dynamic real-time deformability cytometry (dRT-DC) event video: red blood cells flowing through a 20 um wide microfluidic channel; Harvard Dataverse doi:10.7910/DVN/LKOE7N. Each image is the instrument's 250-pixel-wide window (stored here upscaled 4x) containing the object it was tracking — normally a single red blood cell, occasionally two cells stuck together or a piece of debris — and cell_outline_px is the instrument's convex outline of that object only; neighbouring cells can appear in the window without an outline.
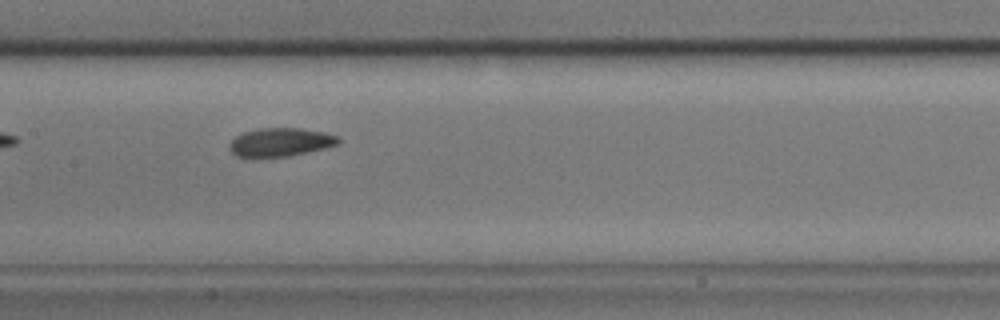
{"species": "common noctule bat (a hibernating species)", "species_latin": "Nyctalus noctula", "temperature_condition": "cold", "stored_images_in_passage": 7, "camera_frame_rate_fps": 3000, "um_per_image_px": 0.085, "animal": {"sex": "male", "body_mass_g": 17.9}, "frame": {"image": 1, "passage_image": 5, "time_ms": 1.333, "image_size_px": [1000, 320], "cell_outline_px": [[340, 144], [324, 148], [288, 156], [260, 160], [252, 160], [236, 156], [228, 148], [232, 140], [236, 136], [244, 132], [260, 128], [300, 128], [324, 132], [336, 136], [340, 140]], "centroid_in_image_um": [23.77, 12.13], "position_along_channel_um": 183.6, "area_um2": 18.61}}